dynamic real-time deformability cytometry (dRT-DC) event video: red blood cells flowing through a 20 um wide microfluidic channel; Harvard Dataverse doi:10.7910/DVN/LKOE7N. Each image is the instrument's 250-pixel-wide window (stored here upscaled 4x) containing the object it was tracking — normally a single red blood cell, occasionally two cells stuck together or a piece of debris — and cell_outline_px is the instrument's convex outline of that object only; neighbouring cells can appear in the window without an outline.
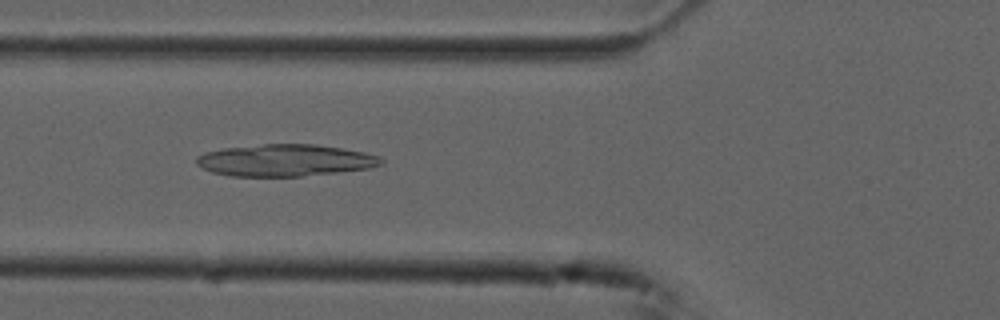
{"species": "common noctule bat (a hibernating species)", "species_latin": "Nyctalus noctula", "temperature_condition": "cold", "stored_images_in_passage": 54, "camera_frame_rate_fps": 3000, "um_per_image_px": 0.085, "animal": {"sex": "male", "forearm_length_mm": 52.5}, "frame": {"image": 1, "passage_image": 20, "time_ms": 6.333, "image_size_px": [1000, 320], "cell_outline_px": [[384, 164], [368, 168], [336, 172], [300, 176], [232, 176], [212, 172], [196, 164], [196, 156], [204, 152], [224, 148], [264, 144], [316, 144], [364, 152], [380, 156], [384, 160]], "centroid_in_image_um": [24.23, 13.62], "position_along_channel_um": 101.6, "area_um2": 34.22}}
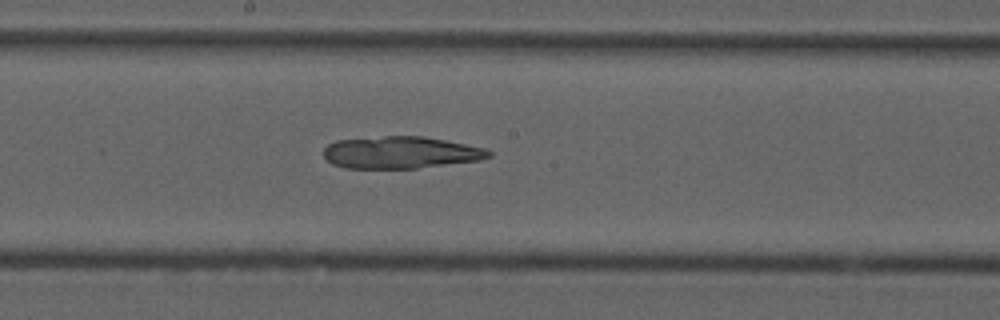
{"frame": {"image": 2, "passage_image": 29, "time_ms": 9.333, "image_size_px": [1000, 320], "cell_outline_px": [[492, 156], [480, 160], [416, 168], [344, 168], [332, 164], [324, 156], [324, 148], [328, 144], [336, 140], [384, 136], [424, 136], [484, 148], [492, 152]], "centroid_in_image_um": [34.03, 12.96], "position_along_channel_um": 214.2, "area_um2": 30.75}}
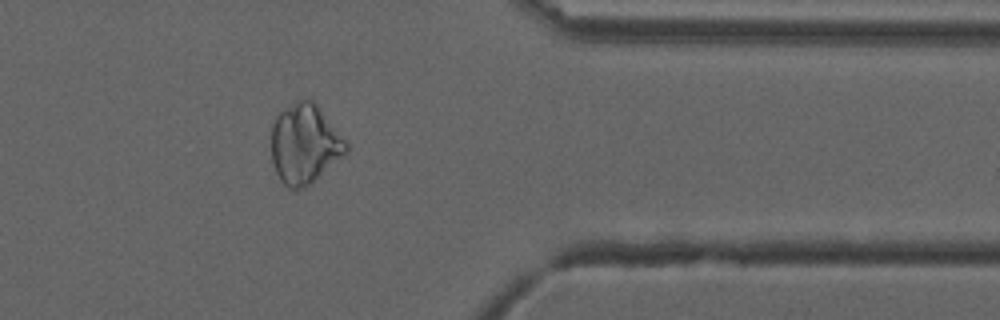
{"frame": {"image": 3, "passage_image": 44, "time_ms": 14.333, "image_size_px": [1000, 320], "cell_outline_px": [[348, 152], [312, 184], [296, 192], [288, 188], [280, 180], [276, 172], [272, 160], [272, 124], [276, 116], [280, 112], [296, 100], [308, 96], [316, 104], [348, 144]], "centroid_in_image_um": [25.89, 12.27], "position_along_channel_um": 385.5, "area_um2": 34.97}}